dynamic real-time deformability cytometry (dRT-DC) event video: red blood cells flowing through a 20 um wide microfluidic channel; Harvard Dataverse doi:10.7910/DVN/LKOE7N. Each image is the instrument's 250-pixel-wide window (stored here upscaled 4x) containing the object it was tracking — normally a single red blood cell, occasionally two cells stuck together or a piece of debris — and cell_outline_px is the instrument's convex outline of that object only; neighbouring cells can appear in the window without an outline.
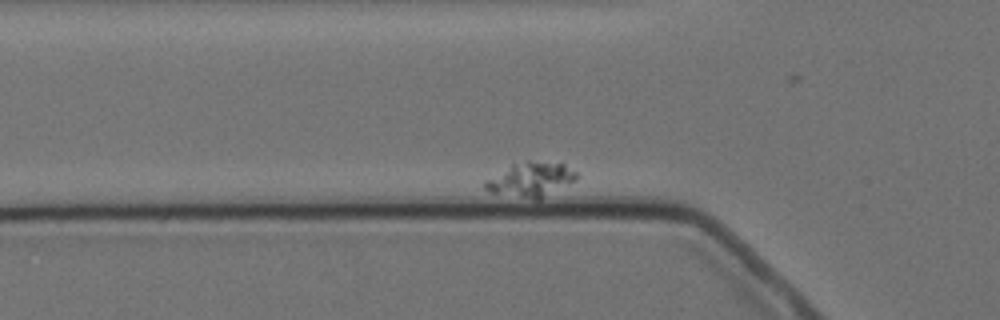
{"species": "Egyptian fruit bat (a non-hibernating species)", "species_latin": "Rousettus aegyptiacus", "temperature_condition": "cold", "stored_images_in_passage": 6, "segment_of_instrument_passage": [1, 2], "camera_frame_rate_fps": 3000, "um_per_image_px": 0.085, "animal": {"sex": "female"}, "frame": {"image": 1, "passage_image": 2, "time_ms": 1.0, "image_size_px": [1000, 320], "cell_outline_px": [[576, 180], [540, 200], [536, 200], [492, 192], [484, 188], [484, 180], [512, 164], [528, 160], [564, 164], [576, 172]], "centroid_in_image_um": [45.11, 15.26], "position_along_channel_um": 80.7, "area_um2": 18.26}}
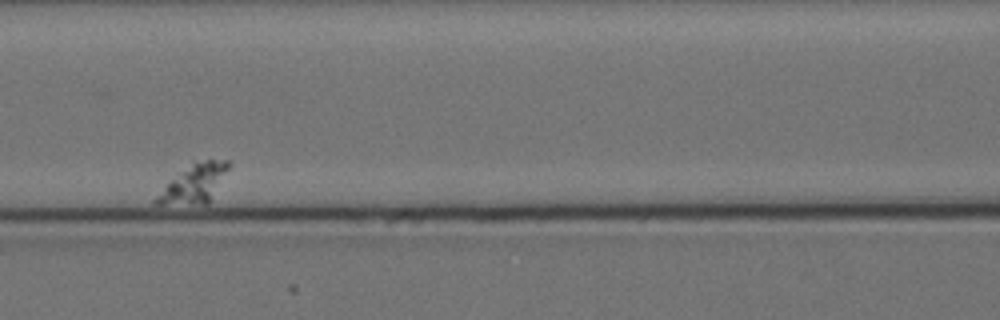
{"frame": {"image": 2, "passage_image": 4, "time_ms": 4.0, "image_size_px": [1000, 320], "cell_outline_px": [[232, 164], [208, 204], [152, 204], [152, 200], [192, 160], [228, 160]], "centroid_in_image_um": [16.54, 15.58], "position_along_channel_um": 150.1, "area_um2": 16.13}}
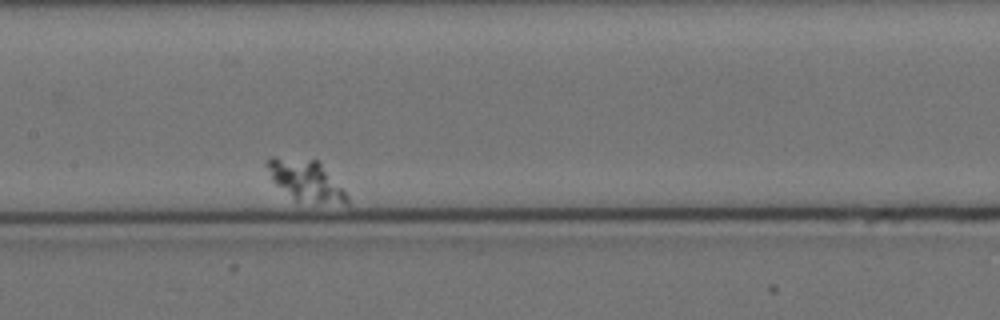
{"frame": {"image": 3, "passage_image": 5, "time_ms": 5.333, "image_size_px": [1000, 320], "cell_outline_px": [[348, 204], [344, 204], [296, 200], [276, 184], [272, 180], [264, 164], [264, 160], [268, 156], [276, 156], [316, 160], [320, 164], [348, 196]], "centroid_in_image_um": [25.9, 15.3], "position_along_channel_um": 181.5, "area_um2": 18.55}}